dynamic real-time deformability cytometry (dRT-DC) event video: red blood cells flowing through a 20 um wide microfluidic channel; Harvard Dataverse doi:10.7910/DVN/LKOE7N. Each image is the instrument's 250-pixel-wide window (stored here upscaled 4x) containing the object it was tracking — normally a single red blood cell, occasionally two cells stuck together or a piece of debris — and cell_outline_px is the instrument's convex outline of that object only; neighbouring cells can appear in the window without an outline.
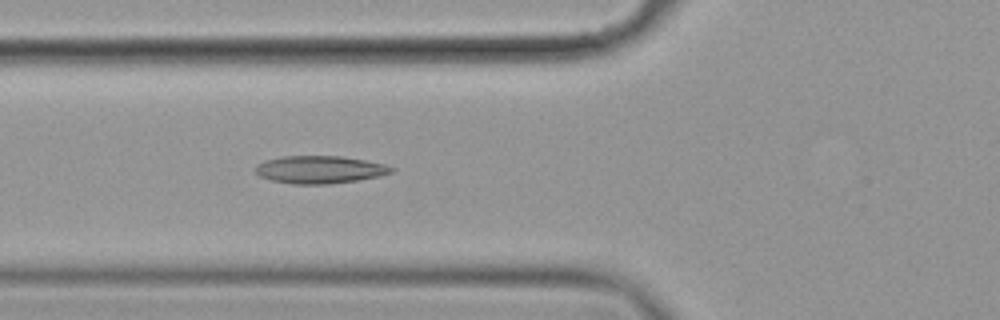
{"species": "common noctule bat (a hibernating species)", "species_latin": "Nyctalus noctula", "temperature_condition": "cold", "stored_images_in_passage": 6, "camera_frame_rate_fps": 3000, "um_per_image_px": 0.085, "animal": {"sex": "female", "body_mass_g": 19.9}, "frame": {"image": 1, "passage_image": 6, "time_ms": 1.667, "image_size_px": [1000, 320], "cell_outline_px": [[396, 168], [392, 172], [380, 176], [356, 180], [328, 184], [292, 184], [272, 180], [260, 176], [256, 172], [256, 164], [264, 160], [284, 156], [344, 156], [384, 164]], "centroid_in_image_um": [27.18, 14.41], "position_along_channel_um": 98.6, "area_um2": 21.85}}